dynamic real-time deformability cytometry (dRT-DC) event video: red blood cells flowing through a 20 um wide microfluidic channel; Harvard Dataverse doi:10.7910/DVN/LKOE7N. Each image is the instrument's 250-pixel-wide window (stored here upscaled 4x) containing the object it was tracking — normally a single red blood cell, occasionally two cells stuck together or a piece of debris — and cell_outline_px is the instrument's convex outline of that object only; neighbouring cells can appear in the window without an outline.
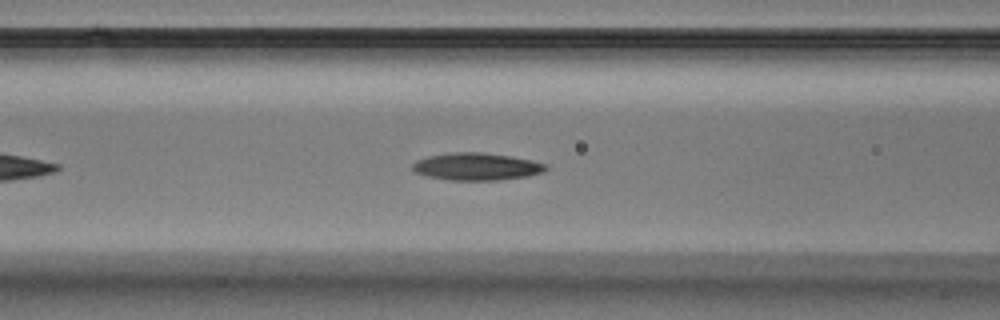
{"species": "Egyptian fruit bat (a non-hibernating species)", "species_latin": "Rousettus aegyptiacus", "temperature_condition": "warm", "stored_images_in_passage": 29, "camera_frame_rate_fps": 3000, "um_per_image_px": 0.085, "animal": {"sex": "male"}, "frame": {"image": 1, "passage_image": 8, "time_ms": 2.333, "image_size_px": [1000, 320], "cell_outline_px": [[548, 168], [544, 172], [524, 176], [496, 180], [452, 180], [428, 176], [416, 172], [412, 168], [412, 164], [416, 160], [428, 156], [452, 152], [480, 152], [512, 156], [532, 160], [548, 164]], "centroid_in_image_um": [40.53, 14.14], "position_along_channel_um": 126.1, "area_um2": 21.15}}
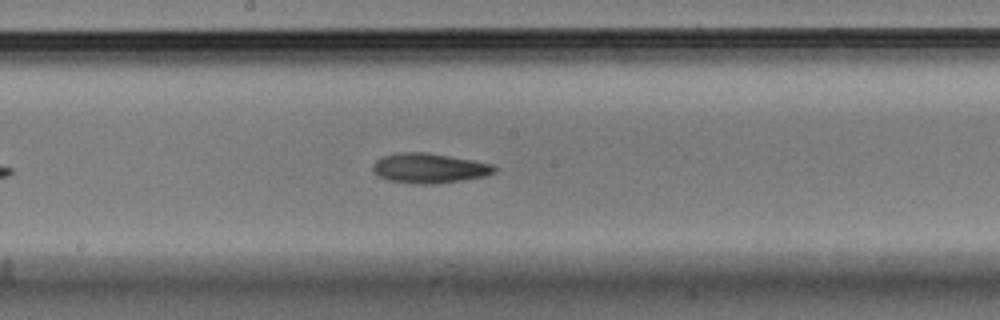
{"frame": {"image": 2, "passage_image": 13, "time_ms": 4.0, "image_size_px": [1000, 320], "cell_outline_px": [[496, 172], [484, 176], [436, 184], [412, 184], [388, 180], [372, 172], [372, 164], [376, 160], [384, 156], [396, 152], [424, 152], [472, 160], [492, 164], [496, 168]], "centroid_in_image_um": [36.44, 14.3], "position_along_channel_um": 211.8, "area_um2": 21.1}}
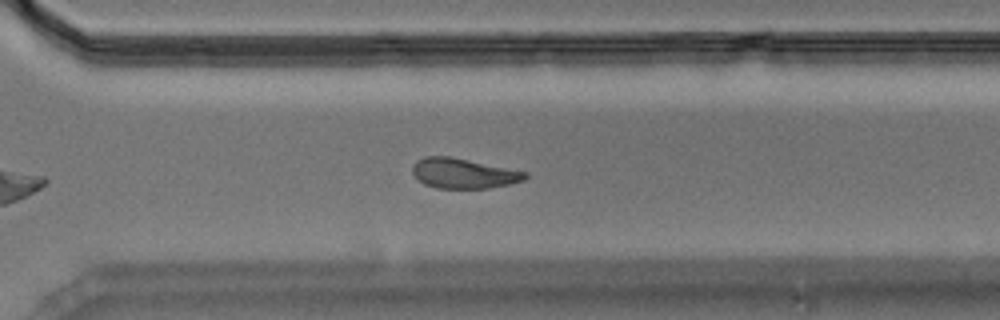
{"frame": {"image": 3, "passage_image": 20, "time_ms": 6.333, "image_size_px": [1000, 320], "cell_outline_px": [[528, 176], [524, 180], [508, 184], [488, 188], [436, 188], [424, 184], [412, 172], [412, 164], [416, 160], [424, 156], [452, 156], [528, 172]], "centroid_in_image_um": [39.38, 14.72], "position_along_channel_um": 331.2, "area_um2": 19.83}}